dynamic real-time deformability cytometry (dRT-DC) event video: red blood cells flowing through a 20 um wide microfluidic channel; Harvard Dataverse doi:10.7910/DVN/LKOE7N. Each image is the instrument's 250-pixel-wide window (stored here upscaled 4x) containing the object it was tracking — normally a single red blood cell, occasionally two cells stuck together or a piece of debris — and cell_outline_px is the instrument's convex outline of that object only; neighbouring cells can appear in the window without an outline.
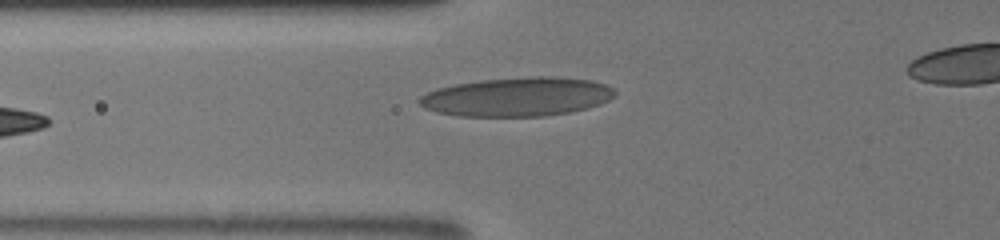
{"species": "human", "species_latin": "Homo sapiens", "temperature_condition": "room temperature", "stored_images_in_passage": 12, "camera_frame_rate_fps": 3000, "um_per_image_px": 0.085, "donor": {"sex": "male"}, "frame": {"image": 1, "passage_image": 12, "time_ms": 8.667, "image_size_px": [1000, 240], "cell_outline_px": [[616, 96], [600, 104], [588, 108], [568, 112], [544, 116], [456, 116], [436, 112], [424, 108], [416, 100], [420, 96], [436, 88], [456, 84], [480, 80], [532, 76], [552, 76], [592, 80], [604, 84], [612, 88], [616, 92]], "centroid_in_image_um": [43.95, 8.23], "position_along_channel_um": 81.9, "area_um2": 44.56}}